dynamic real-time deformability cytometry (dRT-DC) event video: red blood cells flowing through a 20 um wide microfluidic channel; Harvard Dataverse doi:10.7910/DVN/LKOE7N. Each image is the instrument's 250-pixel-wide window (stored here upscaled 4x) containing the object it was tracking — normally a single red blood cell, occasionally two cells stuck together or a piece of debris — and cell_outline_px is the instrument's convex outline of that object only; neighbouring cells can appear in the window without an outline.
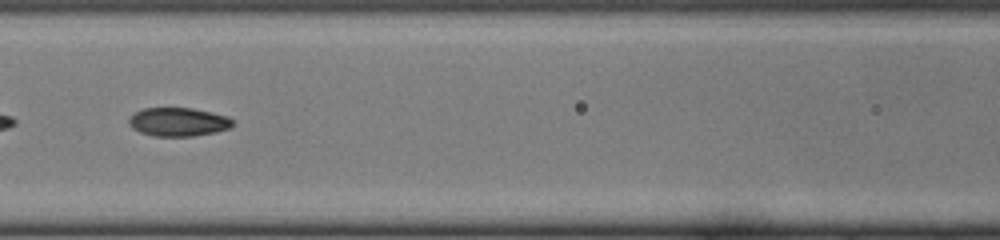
{"species": "common noctule bat (a hibernating species)", "species_latin": "Nyctalus noctula", "temperature_condition": "cold", "stored_images_in_passage": 44, "camera_frame_rate_fps": 3000, "um_per_image_px": 0.085, "animal": {"sex": "female", "body_mass_g": 22.0, "forearm_length_mm": 56.7}, "frame": {"image": 1, "passage_image": 19, "time_ms": 6.0, "image_size_px": [1000, 240], "cell_outline_px": [[236, 124], [228, 128], [216, 132], [192, 136], [152, 136], [140, 132], [132, 128], [128, 124], [128, 116], [132, 112], [144, 108], [192, 108], [212, 112], [228, 116]], "centroid_in_image_um": [15.12, 10.36], "position_along_channel_um": 151.5, "area_um2": 17.57}}
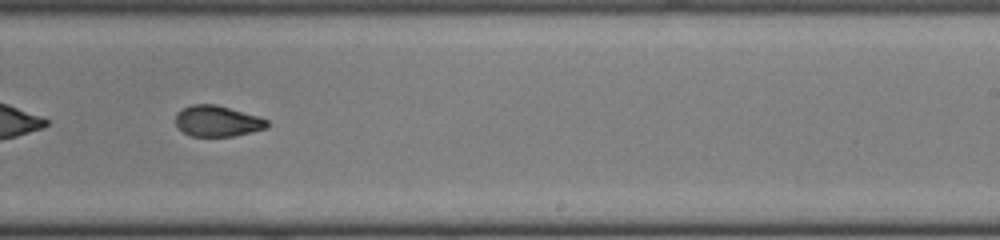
{"frame": {"image": 2, "passage_image": 27, "time_ms": 8.667, "image_size_px": [1000, 240], "cell_outline_px": [[268, 128], [252, 132], [232, 136], [192, 136], [184, 132], [176, 124], [176, 112], [192, 104], [216, 104], [260, 116], [268, 120]], "centroid_in_image_um": [18.51, 10.28], "position_along_channel_um": 270.5, "area_um2": 16.53}}
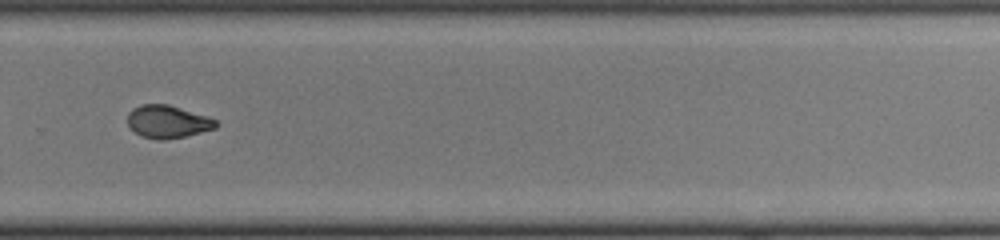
{"frame": {"image": 3, "passage_image": 30, "time_ms": 9.667, "image_size_px": [1000, 240], "cell_outline_px": [[220, 124], [216, 128], [184, 136], [164, 140], [160, 140], [140, 136], [128, 124], [128, 112], [132, 108], [140, 104], [168, 104], [208, 116], [216, 120]], "centroid_in_image_um": [14.26, 10.33], "position_along_channel_um": 315.5, "area_um2": 16.88}}